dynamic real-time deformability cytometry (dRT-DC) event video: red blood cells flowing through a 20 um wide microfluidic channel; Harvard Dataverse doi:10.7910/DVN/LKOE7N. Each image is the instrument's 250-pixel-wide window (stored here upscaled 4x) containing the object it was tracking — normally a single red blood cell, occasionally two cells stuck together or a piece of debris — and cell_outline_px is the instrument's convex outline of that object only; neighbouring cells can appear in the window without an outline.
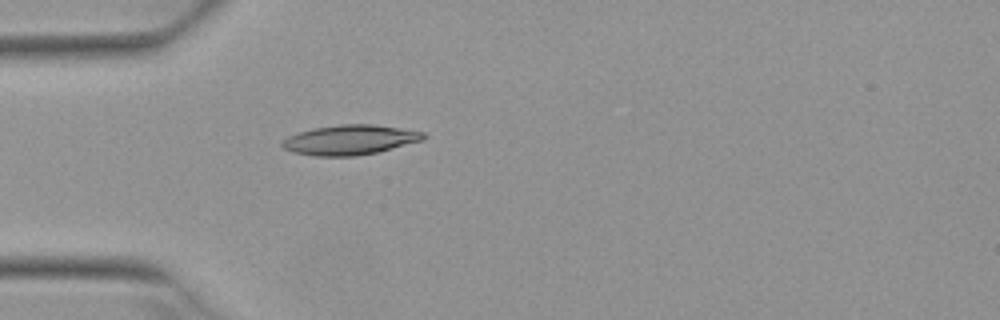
{"species": "Egyptian fruit bat (a non-hibernating species)", "species_latin": "Rousettus aegyptiacus", "temperature_condition": "warm", "stored_images_in_passage": 4, "camera_frame_rate_fps": 3000, "um_per_image_px": 0.085, "animal": {"sex": "female"}, "frame": {"image": 1, "passage_image": 4, "time_ms": 1.0, "image_size_px": [1000, 320], "cell_outline_px": [[428, 136], [424, 140], [376, 152], [356, 156], [316, 156], [292, 152], [284, 148], [280, 144], [280, 140], [288, 136], [312, 128], [340, 124], [372, 124], [424, 132]], "centroid_in_image_um": [29.72, 11.89], "position_along_channel_um": 55.3, "area_um2": 24.57}}